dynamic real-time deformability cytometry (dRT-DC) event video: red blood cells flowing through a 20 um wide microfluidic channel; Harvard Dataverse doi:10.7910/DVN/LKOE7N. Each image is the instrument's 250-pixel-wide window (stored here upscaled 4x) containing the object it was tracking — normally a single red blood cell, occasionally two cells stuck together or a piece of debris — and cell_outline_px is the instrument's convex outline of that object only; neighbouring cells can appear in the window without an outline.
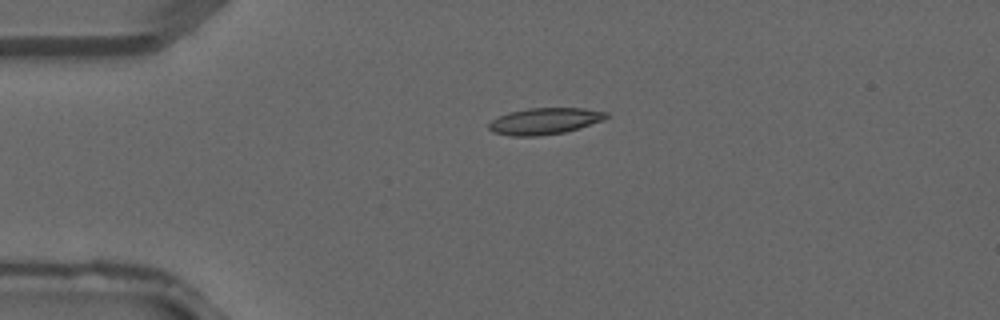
{"species": "common noctule bat (a hibernating species)", "species_latin": "Nyctalus noctula", "temperature_condition": "warm", "stored_images_in_passage": 2, "camera_frame_rate_fps": 3000, "um_per_image_px": 0.085, "animal": {"sex": "male", "forearm_length_mm": 52.5}, "frame": {"image": 1, "passage_image": 1, "time_ms": 0.0, "image_size_px": [1000, 320], "cell_outline_px": [[608, 116], [604, 120], [580, 128], [564, 132], [536, 136], [512, 136], [492, 132], [488, 128], [488, 124], [492, 120], [508, 112], [528, 108], [584, 108], [608, 112]], "centroid_in_image_um": [46.3, 10.29], "position_along_channel_um": 38.7, "area_um2": 18.15}}
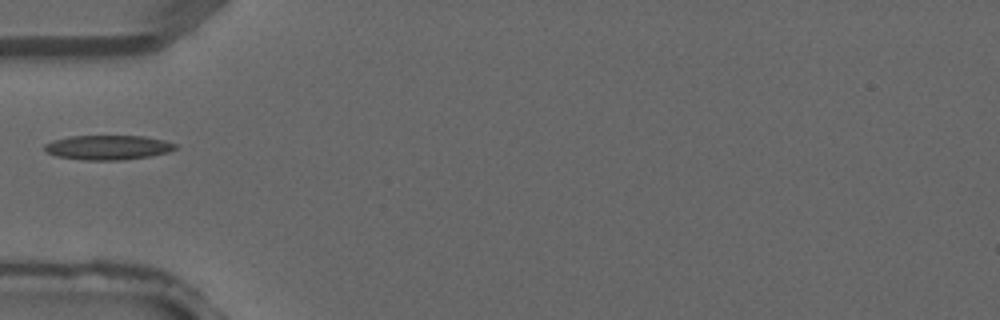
{"frame": {"image": 2, "passage_image": 2, "time_ms": 0.333, "image_size_px": [1000, 320], "cell_outline_px": [[176, 148], [168, 152], [152, 156], [124, 160], [84, 160], [56, 156], [48, 152], [44, 148], [44, 144], [52, 140], [72, 136], [144, 136], [164, 140], [176, 144]], "centroid_in_image_um": [9.18, 12.53], "position_along_channel_um": 75.8, "area_um2": 18.73}}